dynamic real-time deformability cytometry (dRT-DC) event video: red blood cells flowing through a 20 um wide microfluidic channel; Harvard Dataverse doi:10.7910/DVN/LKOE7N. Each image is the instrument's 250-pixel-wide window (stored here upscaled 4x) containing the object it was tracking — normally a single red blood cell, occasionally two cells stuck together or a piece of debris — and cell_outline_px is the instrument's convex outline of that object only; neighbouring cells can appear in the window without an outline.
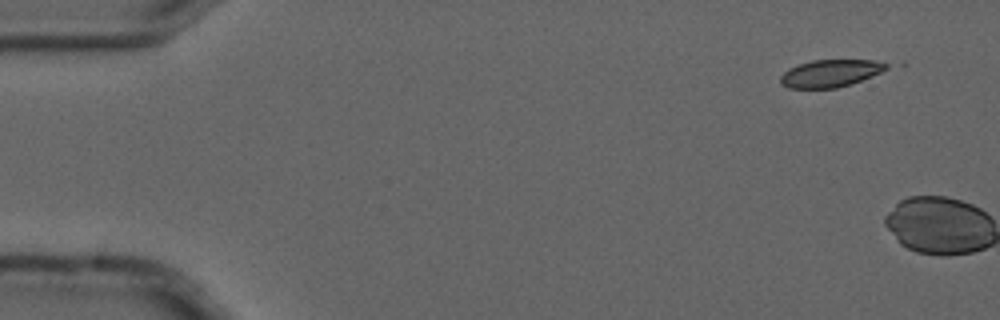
{"species": "common noctule bat (a hibernating species)", "species_latin": "Nyctalus noctula", "temperature_condition": "cold", "stored_images_in_passage": 2, "camera_frame_rate_fps": 3000, "um_per_image_px": 0.085, "animal": {"sex": "male", "forearm_length_mm": 52.5}, "frame": {"image": 1, "passage_image": 1, "time_ms": 0.0, "image_size_px": [1000, 320], "cell_outline_px": [[888, 68], [880, 72], [860, 80], [836, 88], [788, 88], [780, 84], [780, 76], [788, 68], [812, 60], [876, 60], [888, 64]], "centroid_in_image_um": [70.53, 6.23], "position_along_channel_um": 14.5, "area_um2": 16.7}}